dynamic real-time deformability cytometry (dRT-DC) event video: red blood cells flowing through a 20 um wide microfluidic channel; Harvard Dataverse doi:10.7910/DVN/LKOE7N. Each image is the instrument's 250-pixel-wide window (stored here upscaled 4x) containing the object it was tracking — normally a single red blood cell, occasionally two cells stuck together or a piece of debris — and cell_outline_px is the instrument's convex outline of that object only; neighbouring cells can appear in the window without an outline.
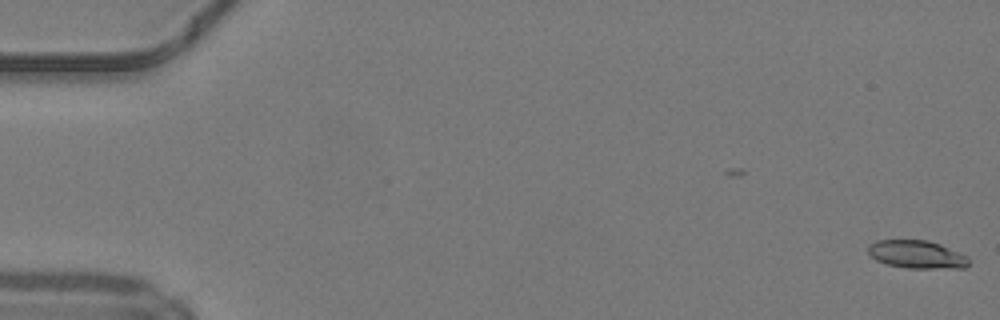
{"species": "common noctule bat (a hibernating species)", "species_latin": "Nyctalus noctula", "temperature_condition": "warm", "stored_images_in_passage": 3, "camera_frame_rate_fps": 3000, "um_per_image_px": 0.085, "animal": {"sex": "male", "body_mass_g": 19.2, "forearm_length_mm": 51.8}, "frame": {"image": 1, "passage_image": 3, "time_ms": 0.667, "image_size_px": [1000, 320], "cell_outline_px": [[968, 264], [964, 268], [908, 268], [888, 264], [876, 260], [868, 252], [868, 244], [876, 240], [928, 240], [940, 244], [968, 256]], "centroid_in_image_um": [77.92, 21.62], "position_along_channel_um": 7.1, "area_um2": 16.36}}